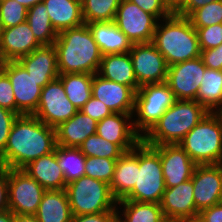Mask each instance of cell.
<instances>
[{
  "instance_id": "cell-1",
  "label": "cell",
  "mask_w": 222,
  "mask_h": 222,
  "mask_svg": "<svg viewBox=\"0 0 222 222\" xmlns=\"http://www.w3.org/2000/svg\"><path fill=\"white\" fill-rule=\"evenodd\" d=\"M56 130L34 115H18L12 124L0 167L23 169L30 162L54 151Z\"/></svg>"
},
{
  "instance_id": "cell-2",
  "label": "cell",
  "mask_w": 222,
  "mask_h": 222,
  "mask_svg": "<svg viewBox=\"0 0 222 222\" xmlns=\"http://www.w3.org/2000/svg\"><path fill=\"white\" fill-rule=\"evenodd\" d=\"M54 46L59 74L98 72L102 54L87 24L59 32Z\"/></svg>"
},
{
  "instance_id": "cell-3",
  "label": "cell",
  "mask_w": 222,
  "mask_h": 222,
  "mask_svg": "<svg viewBox=\"0 0 222 222\" xmlns=\"http://www.w3.org/2000/svg\"><path fill=\"white\" fill-rule=\"evenodd\" d=\"M157 23L152 44L164 56L168 66L200 57L198 35L187 17L172 13Z\"/></svg>"
},
{
  "instance_id": "cell-4",
  "label": "cell",
  "mask_w": 222,
  "mask_h": 222,
  "mask_svg": "<svg viewBox=\"0 0 222 222\" xmlns=\"http://www.w3.org/2000/svg\"><path fill=\"white\" fill-rule=\"evenodd\" d=\"M207 113L196 100H176L142 140L148 145L179 144Z\"/></svg>"
},
{
  "instance_id": "cell-5",
  "label": "cell",
  "mask_w": 222,
  "mask_h": 222,
  "mask_svg": "<svg viewBox=\"0 0 222 222\" xmlns=\"http://www.w3.org/2000/svg\"><path fill=\"white\" fill-rule=\"evenodd\" d=\"M179 145L197 165L222 164V112H208Z\"/></svg>"
},
{
  "instance_id": "cell-6",
  "label": "cell",
  "mask_w": 222,
  "mask_h": 222,
  "mask_svg": "<svg viewBox=\"0 0 222 222\" xmlns=\"http://www.w3.org/2000/svg\"><path fill=\"white\" fill-rule=\"evenodd\" d=\"M165 189L159 151L141 140L137 144V181L122 200L159 204Z\"/></svg>"
},
{
  "instance_id": "cell-7",
  "label": "cell",
  "mask_w": 222,
  "mask_h": 222,
  "mask_svg": "<svg viewBox=\"0 0 222 222\" xmlns=\"http://www.w3.org/2000/svg\"><path fill=\"white\" fill-rule=\"evenodd\" d=\"M65 191L72 215L114 211L117 207L109 184L86 175L67 184Z\"/></svg>"
},
{
  "instance_id": "cell-8",
  "label": "cell",
  "mask_w": 222,
  "mask_h": 222,
  "mask_svg": "<svg viewBox=\"0 0 222 222\" xmlns=\"http://www.w3.org/2000/svg\"><path fill=\"white\" fill-rule=\"evenodd\" d=\"M175 101L174 93L165 82L140 86L134 102L138 119L133 120V125L137 133L145 136Z\"/></svg>"
},
{
  "instance_id": "cell-9",
  "label": "cell",
  "mask_w": 222,
  "mask_h": 222,
  "mask_svg": "<svg viewBox=\"0 0 222 222\" xmlns=\"http://www.w3.org/2000/svg\"><path fill=\"white\" fill-rule=\"evenodd\" d=\"M45 191L23 169H8V207L13 214L35 215Z\"/></svg>"
},
{
  "instance_id": "cell-10",
  "label": "cell",
  "mask_w": 222,
  "mask_h": 222,
  "mask_svg": "<svg viewBox=\"0 0 222 222\" xmlns=\"http://www.w3.org/2000/svg\"><path fill=\"white\" fill-rule=\"evenodd\" d=\"M77 111V107L67 98L62 81L58 77L42 88L39 105L32 115L46 125L56 128Z\"/></svg>"
},
{
  "instance_id": "cell-11",
  "label": "cell",
  "mask_w": 222,
  "mask_h": 222,
  "mask_svg": "<svg viewBox=\"0 0 222 222\" xmlns=\"http://www.w3.org/2000/svg\"><path fill=\"white\" fill-rule=\"evenodd\" d=\"M158 21L129 0H121L114 20L132 44L151 43Z\"/></svg>"
},
{
  "instance_id": "cell-12",
  "label": "cell",
  "mask_w": 222,
  "mask_h": 222,
  "mask_svg": "<svg viewBox=\"0 0 222 222\" xmlns=\"http://www.w3.org/2000/svg\"><path fill=\"white\" fill-rule=\"evenodd\" d=\"M1 70L8 76L13 87L18 115H32L39 105L40 82L36 81L18 61L2 62Z\"/></svg>"
},
{
  "instance_id": "cell-13",
  "label": "cell",
  "mask_w": 222,
  "mask_h": 222,
  "mask_svg": "<svg viewBox=\"0 0 222 222\" xmlns=\"http://www.w3.org/2000/svg\"><path fill=\"white\" fill-rule=\"evenodd\" d=\"M129 54L140 86L166 81L168 65L152 43L133 44Z\"/></svg>"
},
{
  "instance_id": "cell-14",
  "label": "cell",
  "mask_w": 222,
  "mask_h": 222,
  "mask_svg": "<svg viewBox=\"0 0 222 222\" xmlns=\"http://www.w3.org/2000/svg\"><path fill=\"white\" fill-rule=\"evenodd\" d=\"M206 68L201 57L168 66L165 83L176 100H196Z\"/></svg>"
},
{
  "instance_id": "cell-15",
  "label": "cell",
  "mask_w": 222,
  "mask_h": 222,
  "mask_svg": "<svg viewBox=\"0 0 222 222\" xmlns=\"http://www.w3.org/2000/svg\"><path fill=\"white\" fill-rule=\"evenodd\" d=\"M193 197L200 212L220 203L222 195V164L196 165L192 174Z\"/></svg>"
},
{
  "instance_id": "cell-16",
  "label": "cell",
  "mask_w": 222,
  "mask_h": 222,
  "mask_svg": "<svg viewBox=\"0 0 222 222\" xmlns=\"http://www.w3.org/2000/svg\"><path fill=\"white\" fill-rule=\"evenodd\" d=\"M151 146L159 151L166 188L177 186L192 178L197 164L179 144Z\"/></svg>"
},
{
  "instance_id": "cell-17",
  "label": "cell",
  "mask_w": 222,
  "mask_h": 222,
  "mask_svg": "<svg viewBox=\"0 0 222 222\" xmlns=\"http://www.w3.org/2000/svg\"><path fill=\"white\" fill-rule=\"evenodd\" d=\"M92 96L102 101L112 113L133 114L135 92L124 84L93 74Z\"/></svg>"
},
{
  "instance_id": "cell-18",
  "label": "cell",
  "mask_w": 222,
  "mask_h": 222,
  "mask_svg": "<svg viewBox=\"0 0 222 222\" xmlns=\"http://www.w3.org/2000/svg\"><path fill=\"white\" fill-rule=\"evenodd\" d=\"M134 114L112 113L97 123L96 133L111 143L118 145L124 152L132 150L142 137L134 128Z\"/></svg>"
},
{
  "instance_id": "cell-19",
  "label": "cell",
  "mask_w": 222,
  "mask_h": 222,
  "mask_svg": "<svg viewBox=\"0 0 222 222\" xmlns=\"http://www.w3.org/2000/svg\"><path fill=\"white\" fill-rule=\"evenodd\" d=\"M40 47L41 45L36 40L27 21L2 29L0 33V59L2 62L17 61Z\"/></svg>"
},
{
  "instance_id": "cell-20",
  "label": "cell",
  "mask_w": 222,
  "mask_h": 222,
  "mask_svg": "<svg viewBox=\"0 0 222 222\" xmlns=\"http://www.w3.org/2000/svg\"><path fill=\"white\" fill-rule=\"evenodd\" d=\"M159 204L165 219L180 220L197 216L199 211L194 202L192 178L166 188Z\"/></svg>"
},
{
  "instance_id": "cell-21",
  "label": "cell",
  "mask_w": 222,
  "mask_h": 222,
  "mask_svg": "<svg viewBox=\"0 0 222 222\" xmlns=\"http://www.w3.org/2000/svg\"><path fill=\"white\" fill-rule=\"evenodd\" d=\"M43 88L59 77L57 50L54 45L41 46L17 60Z\"/></svg>"
},
{
  "instance_id": "cell-22",
  "label": "cell",
  "mask_w": 222,
  "mask_h": 222,
  "mask_svg": "<svg viewBox=\"0 0 222 222\" xmlns=\"http://www.w3.org/2000/svg\"><path fill=\"white\" fill-rule=\"evenodd\" d=\"M87 25L102 55L127 53L131 50L132 42L114 21L91 22Z\"/></svg>"
},
{
  "instance_id": "cell-23",
  "label": "cell",
  "mask_w": 222,
  "mask_h": 222,
  "mask_svg": "<svg viewBox=\"0 0 222 222\" xmlns=\"http://www.w3.org/2000/svg\"><path fill=\"white\" fill-rule=\"evenodd\" d=\"M97 121L78 110L69 120L61 123L56 130V144L78 148L90 135L96 134Z\"/></svg>"
},
{
  "instance_id": "cell-24",
  "label": "cell",
  "mask_w": 222,
  "mask_h": 222,
  "mask_svg": "<svg viewBox=\"0 0 222 222\" xmlns=\"http://www.w3.org/2000/svg\"><path fill=\"white\" fill-rule=\"evenodd\" d=\"M97 74L104 79L129 86L135 93L140 87L129 52L102 55Z\"/></svg>"
},
{
  "instance_id": "cell-25",
  "label": "cell",
  "mask_w": 222,
  "mask_h": 222,
  "mask_svg": "<svg viewBox=\"0 0 222 222\" xmlns=\"http://www.w3.org/2000/svg\"><path fill=\"white\" fill-rule=\"evenodd\" d=\"M23 170L37 180L46 190H62L66 188L64 174L58 165L55 150L30 162Z\"/></svg>"
},
{
  "instance_id": "cell-26",
  "label": "cell",
  "mask_w": 222,
  "mask_h": 222,
  "mask_svg": "<svg viewBox=\"0 0 222 222\" xmlns=\"http://www.w3.org/2000/svg\"><path fill=\"white\" fill-rule=\"evenodd\" d=\"M137 181V145L117 159L112 180L109 184L113 197L122 200Z\"/></svg>"
},
{
  "instance_id": "cell-27",
  "label": "cell",
  "mask_w": 222,
  "mask_h": 222,
  "mask_svg": "<svg viewBox=\"0 0 222 222\" xmlns=\"http://www.w3.org/2000/svg\"><path fill=\"white\" fill-rule=\"evenodd\" d=\"M57 33L84 24L82 4L75 0H43Z\"/></svg>"
},
{
  "instance_id": "cell-28",
  "label": "cell",
  "mask_w": 222,
  "mask_h": 222,
  "mask_svg": "<svg viewBox=\"0 0 222 222\" xmlns=\"http://www.w3.org/2000/svg\"><path fill=\"white\" fill-rule=\"evenodd\" d=\"M35 216L39 222H71L73 215L65 189L46 190Z\"/></svg>"
},
{
  "instance_id": "cell-29",
  "label": "cell",
  "mask_w": 222,
  "mask_h": 222,
  "mask_svg": "<svg viewBox=\"0 0 222 222\" xmlns=\"http://www.w3.org/2000/svg\"><path fill=\"white\" fill-rule=\"evenodd\" d=\"M196 101L208 112H222V73L220 70L205 69Z\"/></svg>"
},
{
  "instance_id": "cell-30",
  "label": "cell",
  "mask_w": 222,
  "mask_h": 222,
  "mask_svg": "<svg viewBox=\"0 0 222 222\" xmlns=\"http://www.w3.org/2000/svg\"><path fill=\"white\" fill-rule=\"evenodd\" d=\"M65 93L70 102L80 110L92 97L93 75L89 73L59 74Z\"/></svg>"
},
{
  "instance_id": "cell-31",
  "label": "cell",
  "mask_w": 222,
  "mask_h": 222,
  "mask_svg": "<svg viewBox=\"0 0 222 222\" xmlns=\"http://www.w3.org/2000/svg\"><path fill=\"white\" fill-rule=\"evenodd\" d=\"M26 21L41 46L54 45L58 33L51 24L47 8L43 2L28 9Z\"/></svg>"
},
{
  "instance_id": "cell-32",
  "label": "cell",
  "mask_w": 222,
  "mask_h": 222,
  "mask_svg": "<svg viewBox=\"0 0 222 222\" xmlns=\"http://www.w3.org/2000/svg\"><path fill=\"white\" fill-rule=\"evenodd\" d=\"M117 204L124 206V219L120 218L117 211L120 222H162L165 219L162 208L157 203L119 200Z\"/></svg>"
},
{
  "instance_id": "cell-33",
  "label": "cell",
  "mask_w": 222,
  "mask_h": 222,
  "mask_svg": "<svg viewBox=\"0 0 222 222\" xmlns=\"http://www.w3.org/2000/svg\"><path fill=\"white\" fill-rule=\"evenodd\" d=\"M54 150L66 185L85 175L86 156L79 148L56 145Z\"/></svg>"
},
{
  "instance_id": "cell-34",
  "label": "cell",
  "mask_w": 222,
  "mask_h": 222,
  "mask_svg": "<svg viewBox=\"0 0 222 222\" xmlns=\"http://www.w3.org/2000/svg\"><path fill=\"white\" fill-rule=\"evenodd\" d=\"M121 0H85L82 3L84 24L114 21Z\"/></svg>"
},
{
  "instance_id": "cell-35",
  "label": "cell",
  "mask_w": 222,
  "mask_h": 222,
  "mask_svg": "<svg viewBox=\"0 0 222 222\" xmlns=\"http://www.w3.org/2000/svg\"><path fill=\"white\" fill-rule=\"evenodd\" d=\"M78 148L86 157L119 159L125 153L118 145L109 142L97 133L87 137Z\"/></svg>"
},
{
  "instance_id": "cell-36",
  "label": "cell",
  "mask_w": 222,
  "mask_h": 222,
  "mask_svg": "<svg viewBox=\"0 0 222 222\" xmlns=\"http://www.w3.org/2000/svg\"><path fill=\"white\" fill-rule=\"evenodd\" d=\"M187 18L193 27H207L222 23V0L211 2L194 10Z\"/></svg>"
},
{
  "instance_id": "cell-37",
  "label": "cell",
  "mask_w": 222,
  "mask_h": 222,
  "mask_svg": "<svg viewBox=\"0 0 222 222\" xmlns=\"http://www.w3.org/2000/svg\"><path fill=\"white\" fill-rule=\"evenodd\" d=\"M117 159L86 157L85 175L110 184Z\"/></svg>"
},
{
  "instance_id": "cell-38",
  "label": "cell",
  "mask_w": 222,
  "mask_h": 222,
  "mask_svg": "<svg viewBox=\"0 0 222 222\" xmlns=\"http://www.w3.org/2000/svg\"><path fill=\"white\" fill-rule=\"evenodd\" d=\"M28 8L16 0H0V22L2 29L14 27L27 19Z\"/></svg>"
},
{
  "instance_id": "cell-39",
  "label": "cell",
  "mask_w": 222,
  "mask_h": 222,
  "mask_svg": "<svg viewBox=\"0 0 222 222\" xmlns=\"http://www.w3.org/2000/svg\"><path fill=\"white\" fill-rule=\"evenodd\" d=\"M196 29L200 50L215 48L222 43V23Z\"/></svg>"
},
{
  "instance_id": "cell-40",
  "label": "cell",
  "mask_w": 222,
  "mask_h": 222,
  "mask_svg": "<svg viewBox=\"0 0 222 222\" xmlns=\"http://www.w3.org/2000/svg\"><path fill=\"white\" fill-rule=\"evenodd\" d=\"M136 4L143 11H146L154 15L158 20L160 18L169 17L172 12L168 9L167 2L165 0H129Z\"/></svg>"
},
{
  "instance_id": "cell-41",
  "label": "cell",
  "mask_w": 222,
  "mask_h": 222,
  "mask_svg": "<svg viewBox=\"0 0 222 222\" xmlns=\"http://www.w3.org/2000/svg\"><path fill=\"white\" fill-rule=\"evenodd\" d=\"M0 107L16 113L13 87L8 76L0 69Z\"/></svg>"
},
{
  "instance_id": "cell-42",
  "label": "cell",
  "mask_w": 222,
  "mask_h": 222,
  "mask_svg": "<svg viewBox=\"0 0 222 222\" xmlns=\"http://www.w3.org/2000/svg\"><path fill=\"white\" fill-rule=\"evenodd\" d=\"M80 110L97 122L112 114V111L102 101L93 96Z\"/></svg>"
},
{
  "instance_id": "cell-43",
  "label": "cell",
  "mask_w": 222,
  "mask_h": 222,
  "mask_svg": "<svg viewBox=\"0 0 222 222\" xmlns=\"http://www.w3.org/2000/svg\"><path fill=\"white\" fill-rule=\"evenodd\" d=\"M18 114L0 107V155L3 153L13 122Z\"/></svg>"
},
{
  "instance_id": "cell-44",
  "label": "cell",
  "mask_w": 222,
  "mask_h": 222,
  "mask_svg": "<svg viewBox=\"0 0 222 222\" xmlns=\"http://www.w3.org/2000/svg\"><path fill=\"white\" fill-rule=\"evenodd\" d=\"M200 57L203 61V64L209 68L214 70L222 69V43L208 50H201Z\"/></svg>"
},
{
  "instance_id": "cell-45",
  "label": "cell",
  "mask_w": 222,
  "mask_h": 222,
  "mask_svg": "<svg viewBox=\"0 0 222 222\" xmlns=\"http://www.w3.org/2000/svg\"><path fill=\"white\" fill-rule=\"evenodd\" d=\"M118 209L97 214L73 215L71 222H115L118 219Z\"/></svg>"
},
{
  "instance_id": "cell-46",
  "label": "cell",
  "mask_w": 222,
  "mask_h": 222,
  "mask_svg": "<svg viewBox=\"0 0 222 222\" xmlns=\"http://www.w3.org/2000/svg\"><path fill=\"white\" fill-rule=\"evenodd\" d=\"M9 210L8 207V169L0 167V212Z\"/></svg>"
},
{
  "instance_id": "cell-47",
  "label": "cell",
  "mask_w": 222,
  "mask_h": 222,
  "mask_svg": "<svg viewBox=\"0 0 222 222\" xmlns=\"http://www.w3.org/2000/svg\"><path fill=\"white\" fill-rule=\"evenodd\" d=\"M198 215L204 222H222V204L203 209Z\"/></svg>"
},
{
  "instance_id": "cell-48",
  "label": "cell",
  "mask_w": 222,
  "mask_h": 222,
  "mask_svg": "<svg viewBox=\"0 0 222 222\" xmlns=\"http://www.w3.org/2000/svg\"><path fill=\"white\" fill-rule=\"evenodd\" d=\"M217 0H189L176 14L188 17L194 10Z\"/></svg>"
},
{
  "instance_id": "cell-49",
  "label": "cell",
  "mask_w": 222,
  "mask_h": 222,
  "mask_svg": "<svg viewBox=\"0 0 222 222\" xmlns=\"http://www.w3.org/2000/svg\"><path fill=\"white\" fill-rule=\"evenodd\" d=\"M188 1L189 0H169L167 6L172 13H177Z\"/></svg>"
},
{
  "instance_id": "cell-50",
  "label": "cell",
  "mask_w": 222,
  "mask_h": 222,
  "mask_svg": "<svg viewBox=\"0 0 222 222\" xmlns=\"http://www.w3.org/2000/svg\"><path fill=\"white\" fill-rule=\"evenodd\" d=\"M13 222H39L35 215L13 214Z\"/></svg>"
},
{
  "instance_id": "cell-51",
  "label": "cell",
  "mask_w": 222,
  "mask_h": 222,
  "mask_svg": "<svg viewBox=\"0 0 222 222\" xmlns=\"http://www.w3.org/2000/svg\"><path fill=\"white\" fill-rule=\"evenodd\" d=\"M0 222H13V213L10 210L0 212Z\"/></svg>"
},
{
  "instance_id": "cell-52",
  "label": "cell",
  "mask_w": 222,
  "mask_h": 222,
  "mask_svg": "<svg viewBox=\"0 0 222 222\" xmlns=\"http://www.w3.org/2000/svg\"><path fill=\"white\" fill-rule=\"evenodd\" d=\"M16 1L29 9L32 6L36 5L37 3H41L43 0H16Z\"/></svg>"
},
{
  "instance_id": "cell-53",
  "label": "cell",
  "mask_w": 222,
  "mask_h": 222,
  "mask_svg": "<svg viewBox=\"0 0 222 222\" xmlns=\"http://www.w3.org/2000/svg\"><path fill=\"white\" fill-rule=\"evenodd\" d=\"M179 222H204L199 215L180 219Z\"/></svg>"
},
{
  "instance_id": "cell-54",
  "label": "cell",
  "mask_w": 222,
  "mask_h": 222,
  "mask_svg": "<svg viewBox=\"0 0 222 222\" xmlns=\"http://www.w3.org/2000/svg\"><path fill=\"white\" fill-rule=\"evenodd\" d=\"M162 222H179V220L164 219Z\"/></svg>"
},
{
  "instance_id": "cell-55",
  "label": "cell",
  "mask_w": 222,
  "mask_h": 222,
  "mask_svg": "<svg viewBox=\"0 0 222 222\" xmlns=\"http://www.w3.org/2000/svg\"><path fill=\"white\" fill-rule=\"evenodd\" d=\"M75 1H77V2L82 4L85 0H75Z\"/></svg>"
},
{
  "instance_id": "cell-56",
  "label": "cell",
  "mask_w": 222,
  "mask_h": 222,
  "mask_svg": "<svg viewBox=\"0 0 222 222\" xmlns=\"http://www.w3.org/2000/svg\"><path fill=\"white\" fill-rule=\"evenodd\" d=\"M1 31H2V26H1V22H0V33H1Z\"/></svg>"
}]
</instances>
